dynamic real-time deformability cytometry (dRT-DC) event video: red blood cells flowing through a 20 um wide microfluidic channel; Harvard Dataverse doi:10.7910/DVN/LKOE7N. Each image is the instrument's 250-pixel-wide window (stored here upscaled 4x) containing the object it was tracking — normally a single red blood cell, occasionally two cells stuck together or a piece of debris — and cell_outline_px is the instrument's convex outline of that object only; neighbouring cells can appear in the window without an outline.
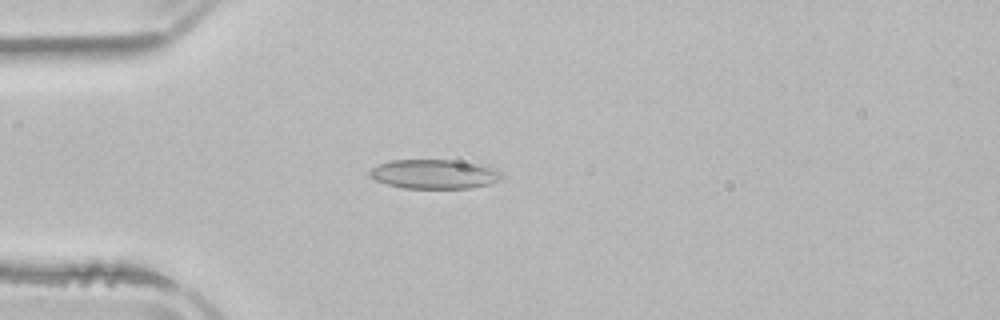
{"species": "common noctule bat (a hibernating species)", "species_latin": "Nyctalus noctula", "temperature_condition": "room temperature", "stored_images_in_passage": 3, "camera_frame_rate_fps": 3000, "um_per_image_px": 0.085, "animal": {"sex": "male", "body_mass_g": 21.5, "forearm_length_mm": 52.0}, "frame": {"image": 1, "passage_image": 3, "time_ms": 3.667, "image_size_px": [1000, 320], "cell_outline_px": [[504, 176], [500, 180], [488, 184], [472, 188], [404, 188], [388, 184], [376, 180], [368, 176], [368, 172], [372, 168], [380, 164], [392, 160], [456, 160], [496, 168]], "centroid_in_image_um": [36.93, 14.8], "position_along_channel_um": 48.1, "area_um2": 22.48}}